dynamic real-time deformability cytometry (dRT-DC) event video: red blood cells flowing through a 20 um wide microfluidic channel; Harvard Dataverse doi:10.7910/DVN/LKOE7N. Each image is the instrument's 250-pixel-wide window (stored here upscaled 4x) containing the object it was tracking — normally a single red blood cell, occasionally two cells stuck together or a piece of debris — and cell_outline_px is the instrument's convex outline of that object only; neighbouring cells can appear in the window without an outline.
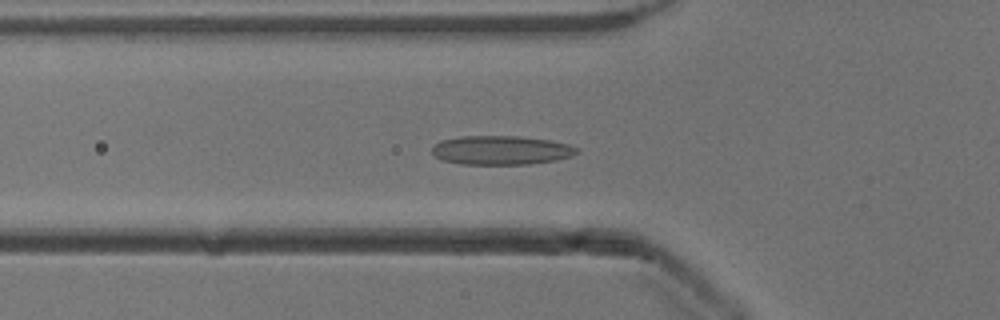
{"species": "common noctule bat (a hibernating species)", "species_latin": "Nyctalus noctula", "temperature_condition": "cold", "stored_images_in_passage": 47, "camera_frame_rate_fps": 3000, "um_per_image_px": 0.085, "animal": {"sex": "male", "body_mass_g": 13.3}, "frame": {"image": 1, "passage_image": 13, "time_ms": 4.0, "image_size_px": [1000, 320], "cell_outline_px": [[580, 152], [572, 156], [556, 160], [528, 164], [460, 164], [444, 160], [436, 156], [432, 152], [432, 144], [440, 140], [460, 136], [520, 136], [548, 140], [568, 144], [580, 148]], "centroid_in_image_um": [42.6, 12.76], "position_along_channel_um": 83.2, "area_um2": 24.62}}
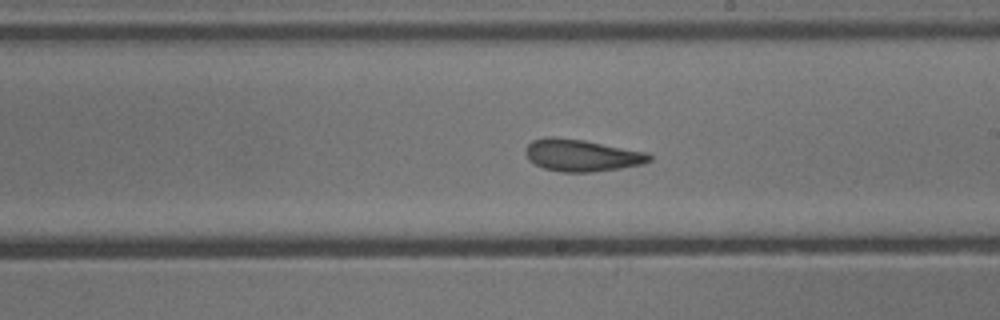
{"frame": {"image": 2, "passage_image": 25, "time_ms": 8.0, "image_size_px": [1000, 320], "cell_outline_px": [[652, 160], [644, 164], [620, 168], [588, 172], [560, 172], [544, 168], [528, 160], [524, 152], [524, 148], [532, 140], [544, 136], [556, 136], [584, 140], [648, 152], [652, 156]], "centroid_in_image_um": [49.42, 13.19], "position_along_channel_um": 239.6, "area_um2": 23.41}}
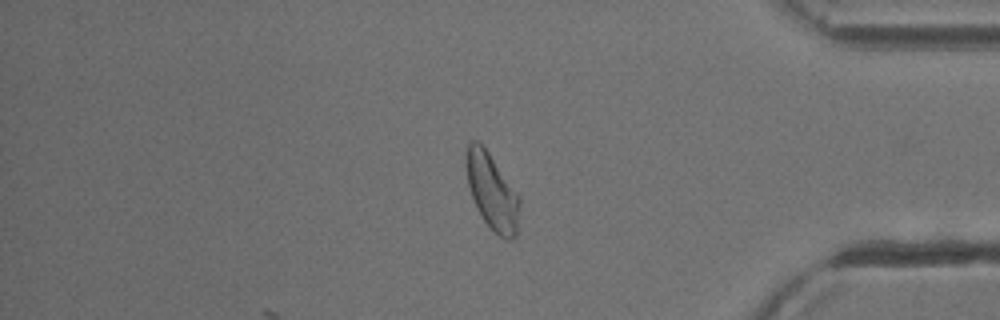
{"frame": {"image": 3, "passage_image": 39, "time_ms": 12.667, "image_size_px": [1000, 320], "cell_outline_px": [[520, 204], [516, 236], [508, 240], [504, 240], [484, 220], [472, 196], [468, 184], [464, 156], [468, 144], [472, 140], [476, 140], [488, 152], [520, 196]], "centroid_in_image_um": [41.83, 16.27], "position_along_channel_um": 393.4, "area_um2": 23.35}, "authors_computed_cell_mechanics": {"area_um2": 23.987, "velocity_mm_per_s": 3.8929, "shape_relaxation_time_tau1_ms": 8.3867, "shape_relaxation_time_tau2_ms": 1.7198, "deformation_change_tau1": 0.1776, "deformation_change_tau2": 0.0819}}